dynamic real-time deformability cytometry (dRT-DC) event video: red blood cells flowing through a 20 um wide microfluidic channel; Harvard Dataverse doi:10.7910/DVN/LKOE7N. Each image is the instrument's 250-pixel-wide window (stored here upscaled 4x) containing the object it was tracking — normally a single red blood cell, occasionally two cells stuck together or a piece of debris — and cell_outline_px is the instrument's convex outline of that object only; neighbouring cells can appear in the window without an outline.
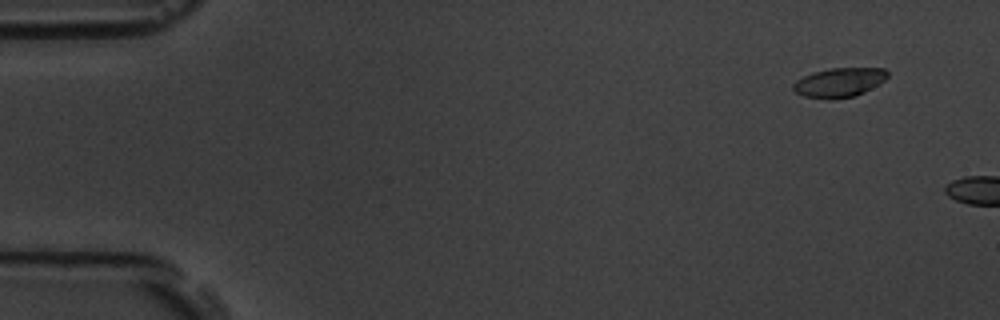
{"species": "common noctule bat (a hibernating species)", "species_latin": "Nyctalus noctula", "temperature_condition": "room temperature", "stored_images_in_passage": 6, "segment_of_instrument_passage": [2, 2], "camera_frame_rate_fps": 3000, "um_per_image_px": 0.085, "animal": {"sex": "male", "body_mass_g": 19.5, "forearm_length_mm": 54.6}, "frame": {"image": 1, "passage_image": 6, "time_ms": 6.667, "image_size_px": [1000, 320], "cell_outline_px": [[888, 76], [880, 84], [856, 96], [828, 100], [804, 96], [796, 92], [792, 88], [792, 84], [796, 80], [812, 72], [832, 68], [884, 68], [888, 72]], "centroid_in_image_um": [71.33, 7.01], "position_along_channel_um": 13.7, "area_um2": 16.24}}